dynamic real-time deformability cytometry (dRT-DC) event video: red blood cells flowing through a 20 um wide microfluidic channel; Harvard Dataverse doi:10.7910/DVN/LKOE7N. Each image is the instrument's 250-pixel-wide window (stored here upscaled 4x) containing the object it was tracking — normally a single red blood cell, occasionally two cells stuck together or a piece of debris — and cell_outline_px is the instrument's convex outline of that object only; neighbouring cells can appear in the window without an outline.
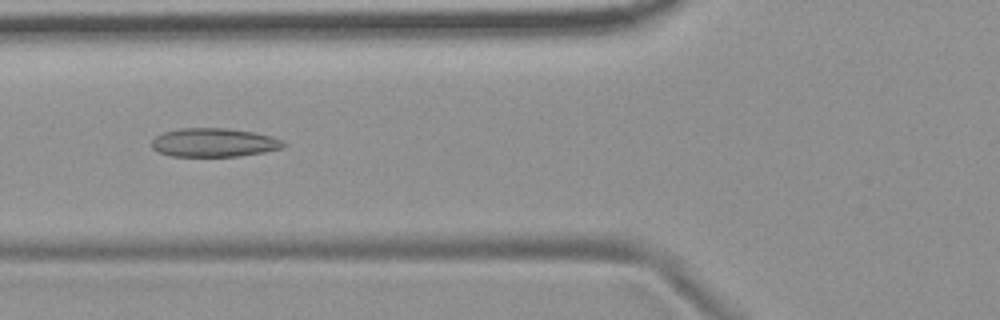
{"species": "common noctule bat (a hibernating species)", "species_latin": "Nyctalus noctula", "temperature_condition": "room temperature", "stored_images_in_passage": 44, "camera_frame_rate_fps": 3000, "um_per_image_px": 0.085, "animal": {"sex": "female", "body_mass_g": 19.9}, "frame": {"image": 1, "passage_image": 13, "time_ms": 4.0, "image_size_px": [1000, 320], "cell_outline_px": [[288, 144], [284, 148], [264, 152], [240, 156], [172, 156], [160, 152], [152, 148], [152, 140], [156, 136], [164, 132], [180, 128], [228, 128], [252, 132], [272, 136], [284, 140]], "centroid_in_image_um": [18.24, 12.11], "position_along_channel_um": 107.6, "area_um2": 22.14}}
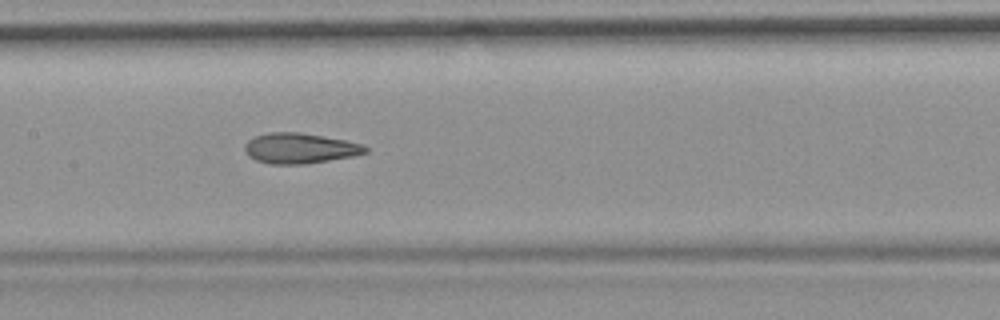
{"frame": {"image": 2, "passage_image": 19, "time_ms": 6.0, "image_size_px": [1000, 320], "cell_outline_px": [[368, 152], [356, 156], [304, 164], [268, 164], [256, 160], [248, 156], [244, 152], [244, 144], [248, 140], [256, 136], [268, 132], [300, 132], [344, 140], [360, 144], [368, 148]], "centroid_in_image_um": [25.45, 12.61], "position_along_channel_um": 181.9, "area_um2": 21.44}, "authors_computed_cell_mechanics": {"area_um2": 21.3571, "velocity_mm_per_s": 3.7066, "shape_relaxation_time_tau1_ms": null, "shape_relaxation_time_tau2_ms": 2.7899, "deformation_change_tau1": null, "deformation_change_tau2": 0.1071}}